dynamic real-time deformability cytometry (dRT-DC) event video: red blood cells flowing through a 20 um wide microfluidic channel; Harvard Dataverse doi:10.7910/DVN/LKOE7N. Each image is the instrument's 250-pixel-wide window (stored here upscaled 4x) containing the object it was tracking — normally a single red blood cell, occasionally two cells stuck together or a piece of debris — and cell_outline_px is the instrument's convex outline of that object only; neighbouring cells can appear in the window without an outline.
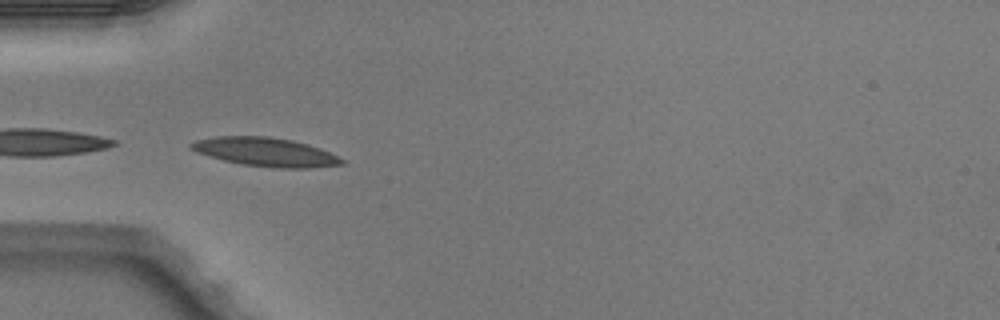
{"species": "Egyptian fruit bat (a non-hibernating species)", "species_latin": "Rousettus aegyptiacus", "temperature_condition": "warm", "stored_images_in_passage": 4, "camera_frame_rate_fps": 3000, "um_per_image_px": 0.085, "animal": {"sex": "male"}, "frame": {"image": 1, "passage_image": 3, "time_ms": 0.667, "image_size_px": [1000, 320], "cell_outline_px": [[344, 164], [308, 168], [276, 168], [240, 164], [224, 160], [196, 152], [188, 148], [188, 144], [196, 140], [216, 136], [268, 136], [292, 140], [320, 148], [344, 160]], "centroid_in_image_um": [22.52, 12.91], "position_along_channel_um": 62.5, "area_um2": 25.14}}
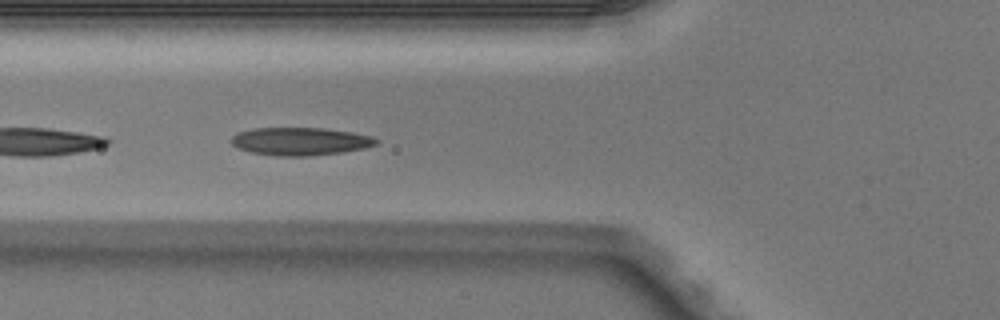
{"frame": {"image": 2, "passage_image": 4, "time_ms": 1.0, "image_size_px": [1000, 320], "cell_outline_px": [[380, 140], [376, 144], [364, 148], [344, 152], [308, 156], [276, 156], [252, 152], [236, 148], [232, 144], [232, 136], [236, 132], [256, 128], [324, 128], [352, 132], [372, 136]], "centroid_in_image_um": [25.53, 12.01], "position_along_channel_um": 100.3, "area_um2": 23.64}}